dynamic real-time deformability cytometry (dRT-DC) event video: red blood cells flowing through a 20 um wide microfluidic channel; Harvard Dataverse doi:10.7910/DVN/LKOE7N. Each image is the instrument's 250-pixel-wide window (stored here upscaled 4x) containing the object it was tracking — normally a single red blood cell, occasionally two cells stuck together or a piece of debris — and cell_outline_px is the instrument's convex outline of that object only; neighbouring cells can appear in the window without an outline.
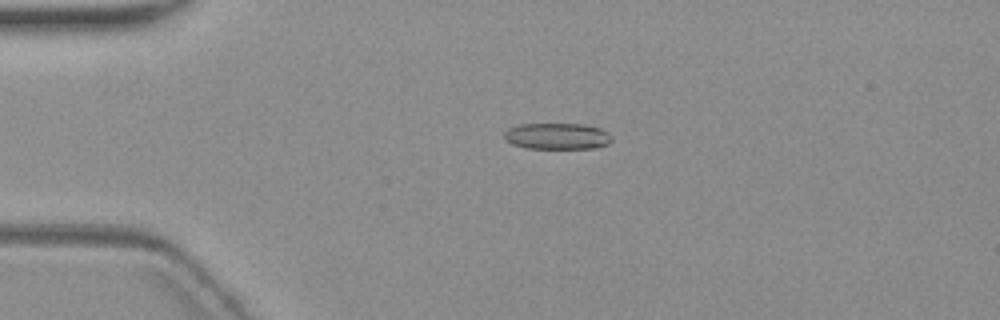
{"species": "common noctule bat (a hibernating species)", "species_latin": "Nyctalus noctula", "temperature_condition": "warm", "stored_images_in_passage": 5, "camera_frame_rate_fps": 3000, "um_per_image_px": 0.085, "animal": {"sex": "female", "body_mass_g": 19.3, "forearm_length_mm": 54.1}, "frame": {"image": 1, "passage_image": 4, "time_ms": 3.667, "image_size_px": [1000, 320], "cell_outline_px": [[612, 140], [608, 144], [596, 148], [524, 148], [512, 144], [504, 140], [504, 132], [508, 128], [520, 124], [584, 124], [600, 128], [608, 132], [612, 136]], "centroid_in_image_um": [47.35, 11.57], "position_along_channel_um": 37.6, "area_um2": 16.65}}